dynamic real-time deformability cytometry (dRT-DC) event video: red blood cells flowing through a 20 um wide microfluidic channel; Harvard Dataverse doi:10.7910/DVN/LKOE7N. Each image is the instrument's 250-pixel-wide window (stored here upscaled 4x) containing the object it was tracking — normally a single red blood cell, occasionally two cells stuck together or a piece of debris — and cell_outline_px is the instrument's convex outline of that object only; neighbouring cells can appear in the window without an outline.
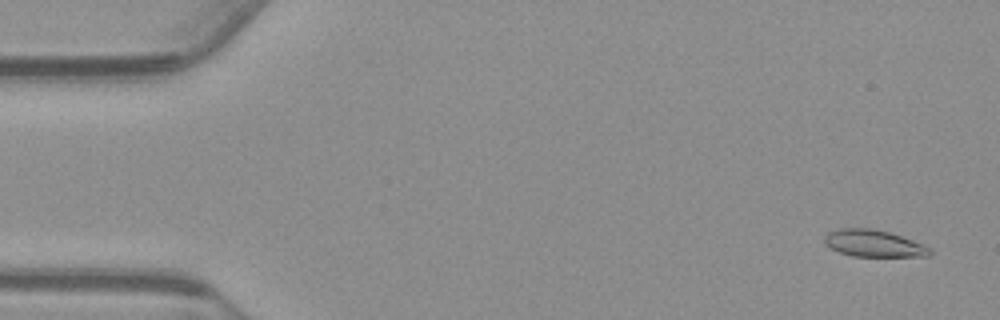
{"species": "common noctule bat (a hibernating species)", "species_latin": "Nyctalus noctula", "temperature_condition": "warm", "stored_images_in_passage": 56, "camera_frame_rate_fps": 3000, "um_per_image_px": 0.085, "animal": {"sex": "male", "body_mass_g": 23.1, "forearm_length_mm": 52.7}, "frame": {"image": 1, "passage_image": 3, "time_ms": 0.667, "image_size_px": [1000, 320], "cell_outline_px": [[932, 252], [928, 256], [852, 256], [840, 252], [824, 244], [824, 236], [828, 232], [840, 228], [872, 228], [888, 232], [912, 240], [932, 248]], "centroid_in_image_um": [74.24, 20.68], "position_along_channel_um": 10.8, "area_um2": 16.42}}
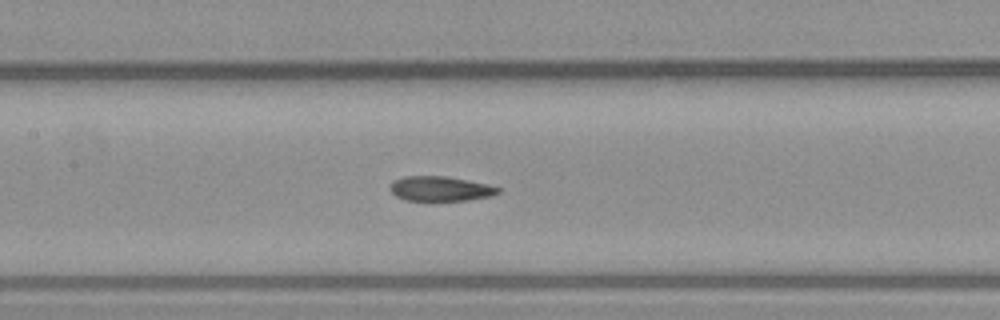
{"frame": {"image": 2, "passage_image": 26, "time_ms": 8.333, "image_size_px": [1000, 320], "cell_outline_px": [[500, 192], [492, 196], [468, 200], [428, 204], [404, 200], [396, 196], [388, 188], [392, 180], [404, 176], [444, 176], [468, 180], [488, 184], [500, 188]], "centroid_in_image_um": [37.38, 16.09], "position_along_channel_um": 170.0, "area_um2": 16.59}}
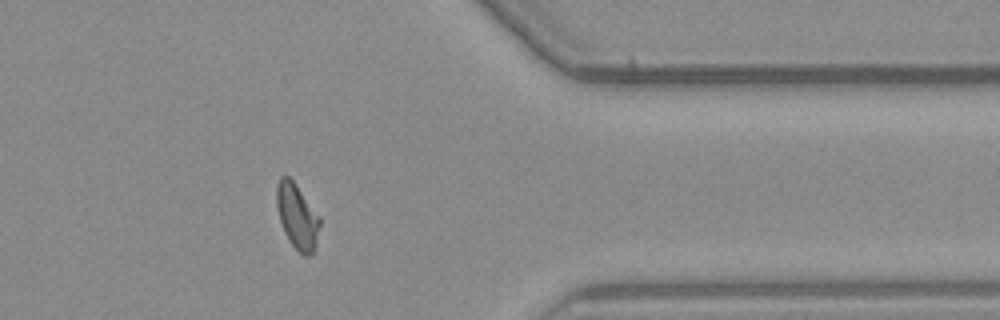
{"frame": {"image": 3, "passage_image": 45, "time_ms": 14.667, "image_size_px": [1000, 320], "cell_outline_px": [[320, 224], [316, 248], [312, 256], [304, 256], [288, 240], [284, 232], [280, 220], [276, 204], [276, 184], [280, 176], [288, 176], [296, 184], [320, 216]], "centroid_in_image_um": [25.27, 18.4], "position_along_channel_um": 386.1, "area_um2": 16.59}, "authors_computed_cell_mechanics": {"area_um2": 16.5019, "velocity_mm_per_s": 3.7214, "shape_relaxation_time_tau1_ms": 7.9139, "shape_relaxation_time_tau2_ms": 1.9354, "deformation_change_tau1": 0.2053, "deformation_change_tau2": 0.0847}}